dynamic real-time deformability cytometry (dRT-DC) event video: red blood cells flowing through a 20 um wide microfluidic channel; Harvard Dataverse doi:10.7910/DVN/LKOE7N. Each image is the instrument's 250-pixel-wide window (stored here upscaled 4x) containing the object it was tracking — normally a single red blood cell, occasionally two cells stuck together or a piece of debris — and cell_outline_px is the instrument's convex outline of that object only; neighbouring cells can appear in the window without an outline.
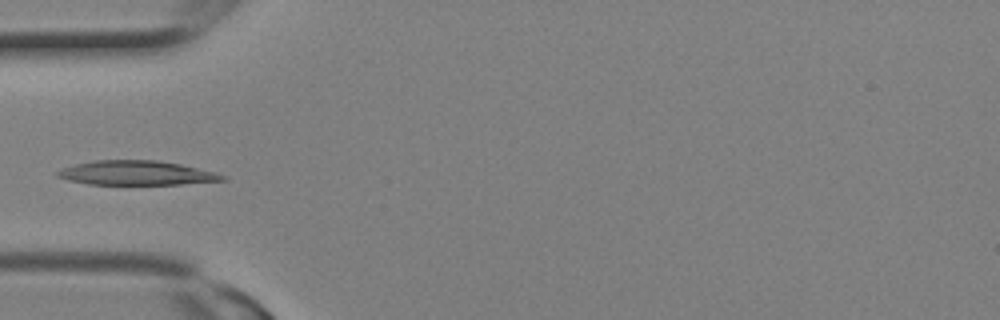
{"species": "Egyptian fruit bat (a non-hibernating species)", "species_latin": "Rousettus aegyptiacus", "temperature_condition": "room temperature", "stored_images_in_passage": 3, "camera_frame_rate_fps": 3000, "um_per_image_px": 0.085, "animal": {"sex": "female"}, "frame": {"image": 1, "passage_image": 3, "time_ms": 0.667, "image_size_px": [1000, 320], "cell_outline_px": [[228, 180], [180, 184], [88, 184], [68, 180], [56, 176], [56, 172], [60, 168], [76, 164], [96, 160], [160, 160], [180, 164], [216, 172], [228, 176]], "centroid_in_image_um": [11.62, 14.7], "position_along_channel_um": 73.4, "area_um2": 23.47}}